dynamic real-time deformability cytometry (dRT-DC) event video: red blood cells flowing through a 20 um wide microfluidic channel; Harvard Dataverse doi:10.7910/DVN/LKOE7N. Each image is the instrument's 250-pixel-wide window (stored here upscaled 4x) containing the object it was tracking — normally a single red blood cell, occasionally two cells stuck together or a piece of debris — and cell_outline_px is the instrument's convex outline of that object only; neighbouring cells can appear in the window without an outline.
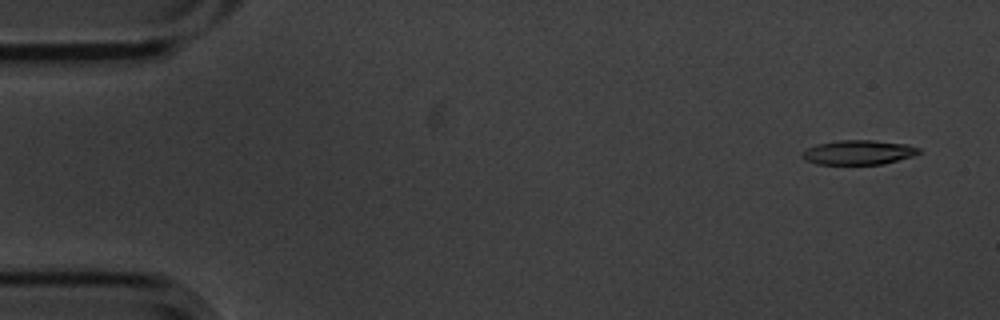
{"species": "common noctule bat (a hibernating species)", "species_latin": "Nyctalus noctula", "temperature_condition": "cold", "stored_images_in_passage": 4, "camera_frame_rate_fps": 3000, "um_per_image_px": 0.085, "animal": {"sex": "male", "body_mass_g": 20.1, "forearm_length_mm": 53.5}, "frame": {"image": 1, "passage_image": 1, "time_ms": 0.0, "image_size_px": [1000, 320], "cell_outline_px": [[920, 152], [912, 156], [884, 164], [816, 164], [804, 160], [800, 156], [800, 152], [816, 144], [836, 140], [872, 140], [908, 144], [920, 148]], "centroid_in_image_um": [72.92, 12.95], "position_along_channel_um": 12.1, "area_um2": 16.82}}
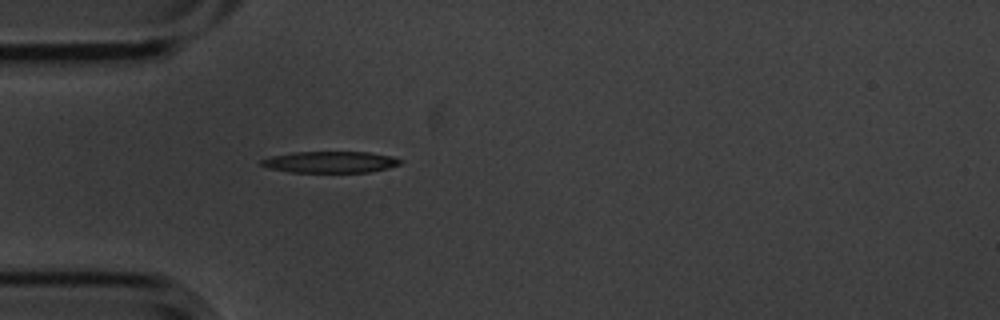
{"frame": {"image": 2, "passage_image": 4, "time_ms": 1.0, "image_size_px": [1000, 320], "cell_outline_px": [[404, 160], [400, 164], [388, 168], [368, 172], [292, 172], [268, 168], [260, 164], [260, 160], [272, 156], [292, 152], [368, 152], [392, 156]], "centroid_in_image_um": [28.09, 13.77], "position_along_channel_um": 56.9, "area_um2": 17.34}}